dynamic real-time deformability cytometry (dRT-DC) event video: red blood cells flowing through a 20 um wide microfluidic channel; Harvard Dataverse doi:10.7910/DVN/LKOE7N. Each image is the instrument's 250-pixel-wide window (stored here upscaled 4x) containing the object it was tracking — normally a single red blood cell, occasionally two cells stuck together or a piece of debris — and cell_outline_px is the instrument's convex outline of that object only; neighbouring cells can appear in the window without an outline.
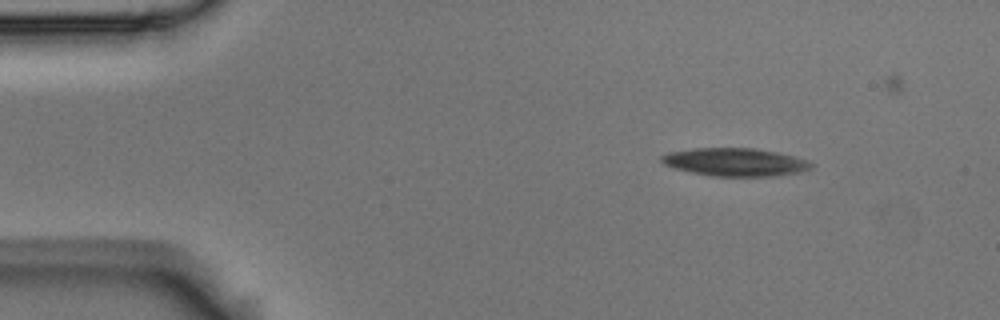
{"species": "Egyptian fruit bat (a non-hibernating species)", "species_latin": "Rousettus aegyptiacus", "temperature_condition": "room temperature", "stored_images_in_passage": 4, "segment_of_instrument_passage": [1, 2], "camera_frame_rate_fps": 3000, "um_per_image_px": 0.085, "animal": {"sex": "male"}, "frame": {"image": 1, "passage_image": 1, "time_ms": 0.0, "image_size_px": [1000, 320], "cell_outline_px": [[812, 168], [800, 172], [772, 176], [712, 176], [692, 172], [676, 168], [664, 164], [660, 160], [660, 156], [668, 152], [692, 148], [756, 148], [776, 152], [808, 160], [812, 164]], "centroid_in_image_um": [62.47, 13.77], "position_along_channel_um": 22.5, "area_um2": 24.33}}
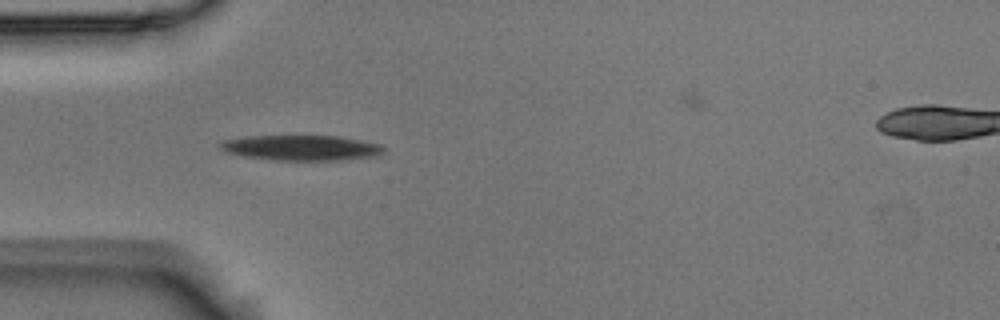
{"frame": {"image": 2, "passage_image": 3, "time_ms": 0.667, "image_size_px": [1000, 320], "cell_outline_px": [[388, 148], [380, 156], [340, 160], [276, 160], [244, 156], [224, 152], [216, 144], [224, 140], [244, 136], [340, 136], [384, 144]], "centroid_in_image_um": [25.68, 12.56], "position_along_channel_um": 59.3, "area_um2": 24.57}}